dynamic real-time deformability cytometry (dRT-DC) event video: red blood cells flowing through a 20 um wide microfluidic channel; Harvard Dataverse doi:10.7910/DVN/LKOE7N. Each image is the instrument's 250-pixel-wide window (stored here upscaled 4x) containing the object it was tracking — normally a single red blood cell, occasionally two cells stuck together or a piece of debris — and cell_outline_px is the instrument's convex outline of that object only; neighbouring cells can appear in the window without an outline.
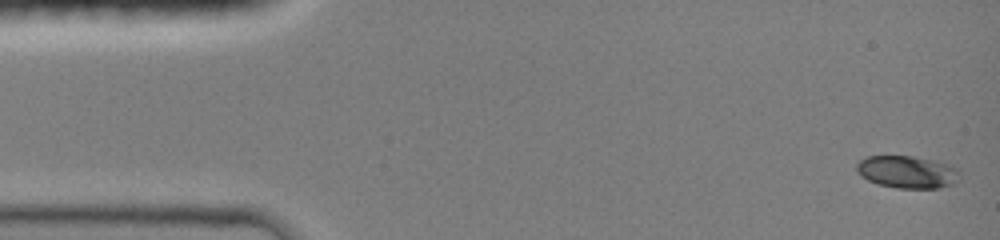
{"species": "common noctule bat (a hibernating species)", "species_latin": "Nyctalus noctula", "temperature_condition": "room temperature", "stored_images_in_passage": 15, "camera_frame_rate_fps": 3000, "um_per_image_px": 0.085, "animal": {"sex": "female", "body_mass_g": 19.0, "forearm_length_mm": 51.5}, "frame": {"image": 1, "passage_image": 1, "time_ms": 0.0, "image_size_px": [1000, 240], "cell_outline_px": [[956, 172], [948, 184], [936, 188], [900, 188], [880, 184], [868, 180], [856, 168], [856, 164], [860, 160], [868, 156], [912, 156], [944, 164], [952, 168]], "centroid_in_image_um": [76.95, 14.6], "position_along_channel_um": 8.0, "area_um2": 18.15}}
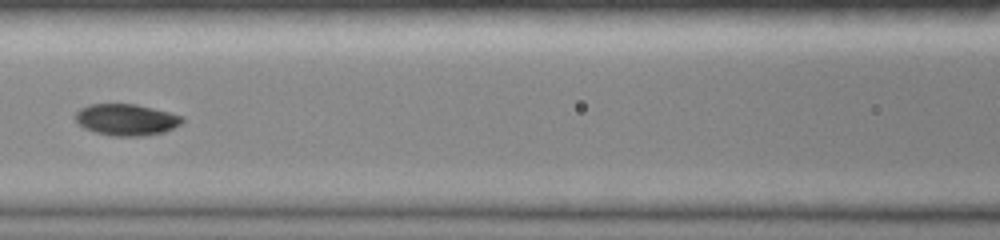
{"frame": {"image": 2, "passage_image": 7, "time_ms": 6.333, "image_size_px": [1000, 240], "cell_outline_px": [[184, 120], [180, 124], [164, 132], [144, 136], [116, 136], [96, 132], [84, 128], [76, 120], [76, 112], [80, 108], [88, 104], [136, 104], [184, 116]], "centroid_in_image_um": [10.75, 10.17], "position_along_channel_um": 155.9, "area_um2": 19.48}}
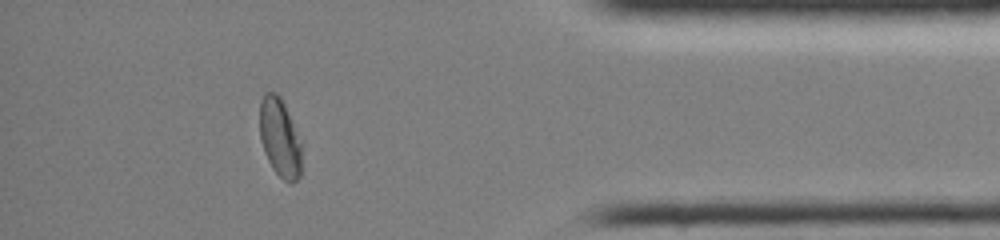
{"frame": {"image": 3, "passage_image": 14, "time_ms": 13.0, "image_size_px": [1000, 240], "cell_outline_px": [[300, 176], [292, 184], [284, 180], [272, 168], [264, 152], [260, 140], [260, 100], [264, 92], [276, 92], [280, 96], [284, 104], [300, 144]], "centroid_in_image_um": [23.74, 11.7], "position_along_channel_um": 411.5, "area_um2": 18.79}, "authors_computed_cell_mechanics": {"area_um2": 19.2474, "velocity_mm_per_s": 4.1838, "shape_relaxation_time_tau1_ms": 3.9561, "shape_relaxation_time_tau2_ms": 1.8127, "deformation_change_tau1": 0.1587, "deformation_change_tau2": 0.0246}}